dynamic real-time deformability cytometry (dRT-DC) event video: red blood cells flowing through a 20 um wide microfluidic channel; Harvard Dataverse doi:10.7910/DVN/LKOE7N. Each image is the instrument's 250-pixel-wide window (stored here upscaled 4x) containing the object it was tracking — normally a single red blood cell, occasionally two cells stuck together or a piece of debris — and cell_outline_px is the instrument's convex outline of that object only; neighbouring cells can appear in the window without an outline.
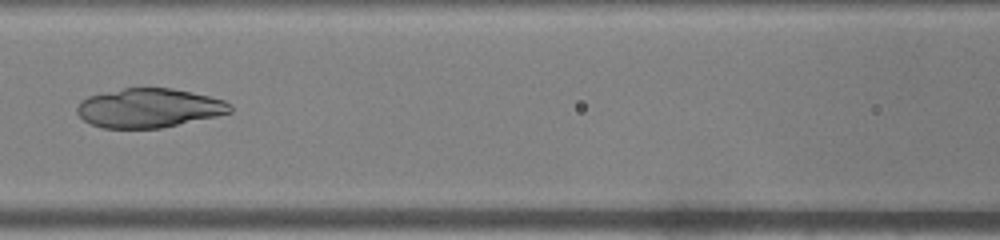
{"species": "common noctule bat (a hibernating species)", "species_latin": "Nyctalus noctula", "temperature_condition": "warm", "stored_images_in_passage": 38, "camera_frame_rate_fps": 3000, "um_per_image_px": 0.085, "animal": {"sex": "male", "body_mass_g": 19.0, "forearm_length_mm": 50.8}, "frame": {"image": 1, "passage_image": 12, "time_ms": 3.667, "image_size_px": [1000, 240], "cell_outline_px": [[232, 112], [216, 116], [160, 128], [104, 128], [92, 124], [84, 120], [76, 112], [76, 108], [80, 100], [88, 96], [124, 88], [172, 88], [208, 96], [224, 100], [232, 104]], "centroid_in_image_um": [12.65, 9.18], "position_along_channel_um": 153.9, "area_um2": 34.74}}
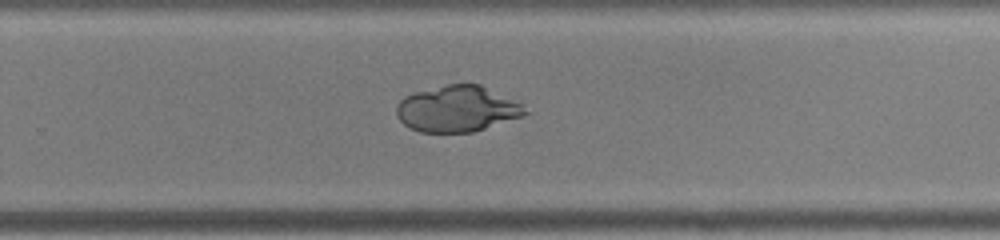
{"frame": {"image": 2, "passage_image": 22, "time_ms": 7.0, "image_size_px": [1000, 240], "cell_outline_px": [[532, 112], [524, 116], [472, 132], [420, 132], [408, 128], [400, 120], [396, 112], [396, 108], [400, 100], [404, 96], [412, 92], [448, 84], [480, 84], [520, 104]], "centroid_in_image_um": [38.84, 9.26], "position_along_channel_um": 291.0, "area_um2": 34.45}}
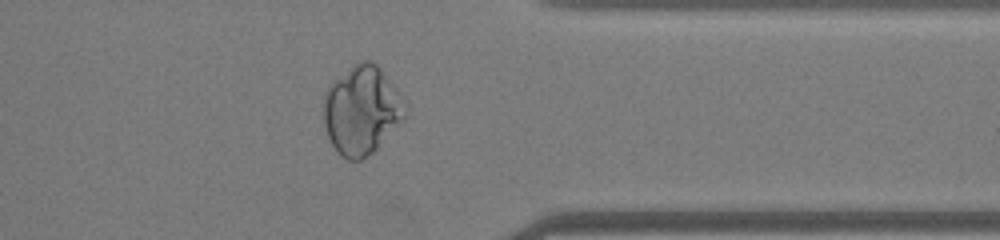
{"frame": {"image": 3, "passage_image": 29, "time_ms": 9.333, "image_size_px": [1000, 240], "cell_outline_px": [[404, 116], [376, 148], [372, 152], [360, 160], [348, 160], [340, 156], [332, 144], [328, 136], [324, 124], [324, 96], [332, 80], [352, 64], [360, 60], [372, 60], [380, 68], [400, 92], [404, 100]], "centroid_in_image_um": [30.7, 9.32], "position_along_channel_um": 380.7, "area_um2": 41.73}}